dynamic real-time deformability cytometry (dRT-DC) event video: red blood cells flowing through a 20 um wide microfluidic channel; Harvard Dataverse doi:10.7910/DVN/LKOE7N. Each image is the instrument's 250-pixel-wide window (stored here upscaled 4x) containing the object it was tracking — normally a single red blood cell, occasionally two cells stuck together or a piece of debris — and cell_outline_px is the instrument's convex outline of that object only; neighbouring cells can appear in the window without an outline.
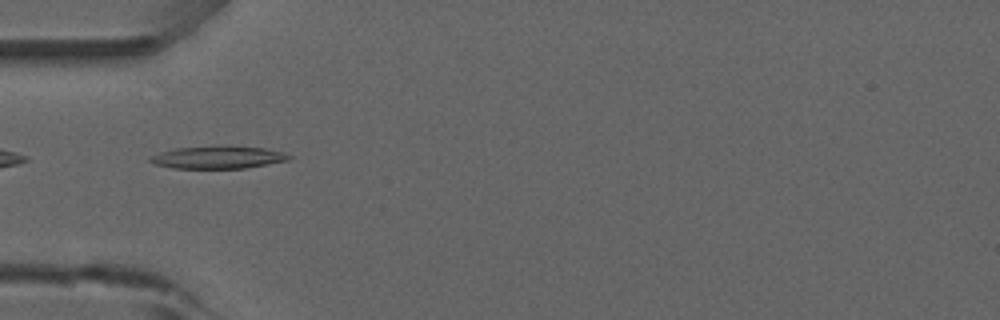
{"species": "common noctule bat (a hibernating species)", "species_latin": "Nyctalus noctula", "temperature_condition": "room temperature", "stored_images_in_passage": 29, "camera_frame_rate_fps": 3000, "um_per_image_px": 0.085, "animal": {"sex": "male", "forearm_length_mm": 52.5}, "frame": {"image": 1, "passage_image": 1, "time_ms": 0.0, "image_size_px": [1000, 320], "cell_outline_px": [[292, 156], [288, 160], [268, 164], [244, 168], [172, 168], [156, 164], [148, 160], [152, 156], [160, 152], [176, 148], [216, 144], [264, 148], [284, 152]], "centroid_in_image_um": [18.54, 13.35], "position_along_channel_um": 66.5, "area_um2": 18.5}, "authors_computed_cell_mechanics": {"area_um2": 16.8776, "velocity_mm_per_s": 3.9169, "shape_relaxation_time_tau1_ms": 5.963, "shape_relaxation_time_tau2_ms": 10.2073, "deformation_change_tau1": 0.1959, "deformation_change_tau2": 0.2284}}